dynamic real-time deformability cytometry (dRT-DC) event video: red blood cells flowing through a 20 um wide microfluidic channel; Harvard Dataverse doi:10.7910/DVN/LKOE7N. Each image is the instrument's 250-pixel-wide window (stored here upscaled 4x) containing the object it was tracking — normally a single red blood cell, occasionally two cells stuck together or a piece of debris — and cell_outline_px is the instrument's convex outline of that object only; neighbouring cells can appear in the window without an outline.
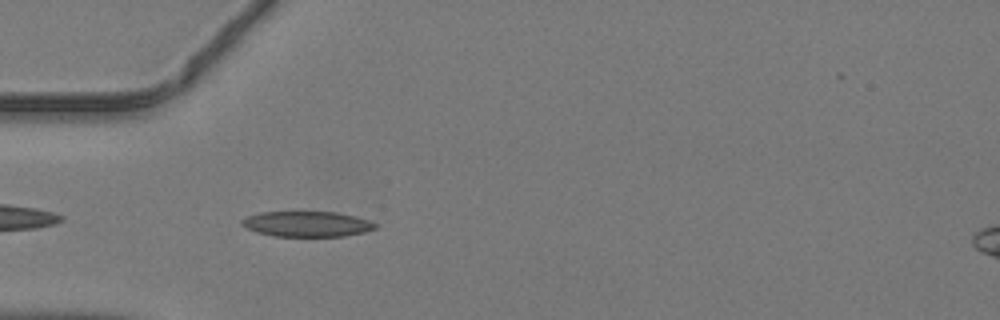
{"species": "common noctule bat (a hibernating species)", "species_latin": "Nyctalus noctula", "temperature_condition": "warm", "stored_images_in_passage": 34, "camera_frame_rate_fps": 3000, "um_per_image_px": 0.085, "animal": {"sex": "male", "body_mass_g": 19.2, "forearm_length_mm": 51.8}, "frame": {"image": 1, "passage_image": 2, "time_ms": 0.333, "image_size_px": [1000, 320], "cell_outline_px": [[376, 228], [364, 232], [344, 236], [272, 236], [256, 232], [240, 224], [240, 220], [248, 216], [260, 212], [336, 212], [356, 216], [368, 220], [376, 224]], "centroid_in_image_um": [26.07, 19.04], "position_along_channel_um": 58.9, "area_um2": 19.71}}
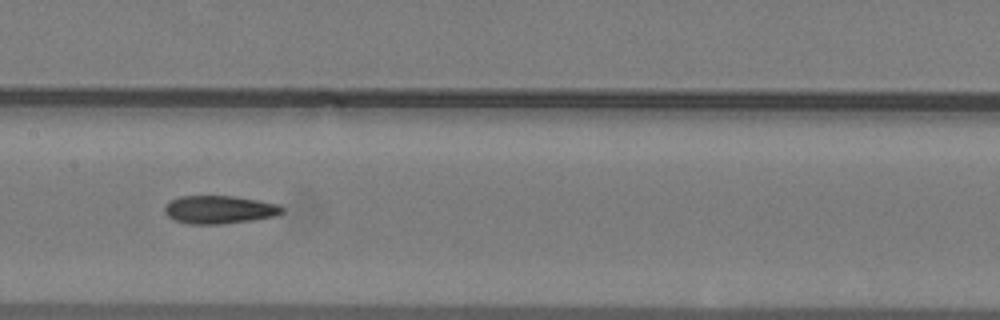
{"frame": {"image": 2, "passage_image": 11, "time_ms": 3.333, "image_size_px": [1000, 320], "cell_outline_px": [[284, 212], [272, 216], [252, 220], [224, 224], [188, 224], [176, 220], [168, 216], [164, 212], [164, 204], [180, 196], [232, 196], [280, 204], [284, 208]], "centroid_in_image_um": [18.63, 17.82], "position_along_channel_um": 188.8, "area_um2": 19.19}}
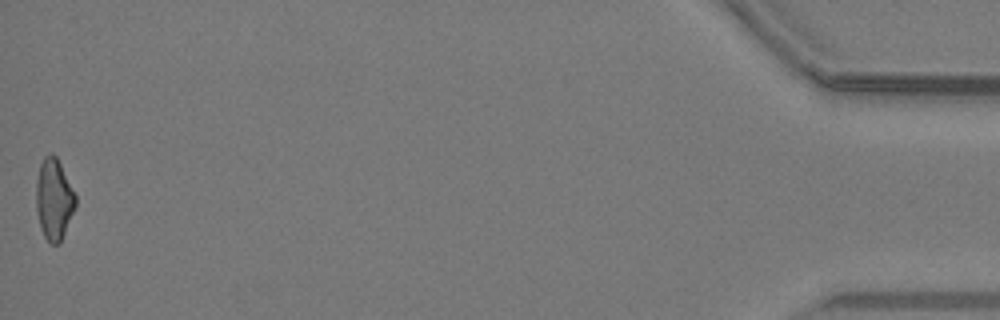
{"frame": {"image": 3, "passage_image": 34, "time_ms": 11.0, "image_size_px": [1000, 320], "cell_outline_px": [[76, 208], [60, 244], [52, 244], [44, 236], [40, 228], [36, 212], [36, 180], [40, 164], [44, 156], [52, 152], [56, 156], [76, 192]], "centroid_in_image_um": [4.6, 16.93], "position_along_channel_um": 430.6, "area_um2": 19.07}}